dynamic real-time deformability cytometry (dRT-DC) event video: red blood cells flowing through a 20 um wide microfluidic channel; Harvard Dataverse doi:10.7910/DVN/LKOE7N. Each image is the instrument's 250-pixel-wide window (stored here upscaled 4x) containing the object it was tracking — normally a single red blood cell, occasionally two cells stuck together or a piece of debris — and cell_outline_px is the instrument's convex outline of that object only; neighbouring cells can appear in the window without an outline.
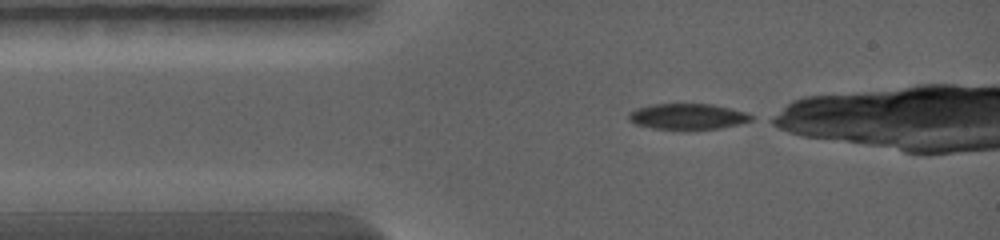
{"species": "common noctule bat (a hibernating species)", "species_latin": "Nyctalus noctula", "temperature_condition": "warm", "stored_images_in_passage": 19, "camera_frame_rate_fps": 5000, "um_per_image_px": 0.085, "animal": {"sex": "female", "body_mass_g": 19.0, "forearm_length_mm": 56.7}, "frame": {"image": 1, "passage_image": 1, "time_ms": 0.0, "image_size_px": [1000, 240], "cell_outline_px": [[756, 120], [740, 124], [720, 128], [688, 132], [680, 132], [652, 128], [636, 124], [628, 120], [628, 112], [636, 108], [652, 104], [712, 104], [744, 112], [756, 116]], "centroid_in_image_um": [58.46, 9.95], "position_along_channel_um": 26.5, "area_um2": 19.36}}
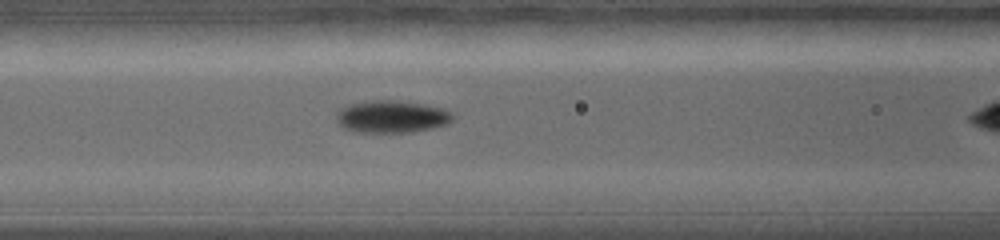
{"frame": {"image": 2, "passage_image": 7, "time_ms": 2.4, "image_size_px": [1000, 240], "cell_outline_px": [[456, 116], [448, 124], [432, 128], [412, 132], [356, 132], [344, 128], [336, 120], [336, 112], [340, 108], [348, 104], [372, 100], [400, 100], [424, 104], [444, 108], [452, 112]], "centroid_in_image_um": [33.32, 9.9], "position_along_channel_um": 133.3, "area_um2": 22.25}}
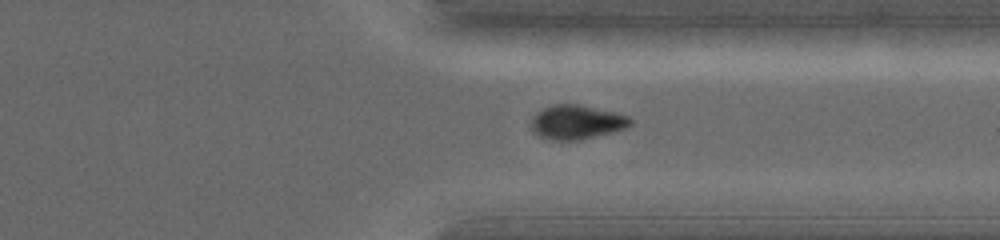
{"frame": {"image": 3, "passage_image": 18, "time_ms": 6.6, "image_size_px": [1000, 240], "cell_outline_px": [[632, 124], [624, 128], [612, 132], [580, 140], [552, 140], [540, 136], [532, 128], [532, 120], [536, 112], [544, 108], [556, 104], [580, 104], [628, 116], [632, 120]], "centroid_in_image_um": [49.02, 10.38], "position_along_channel_um": 362.4, "area_um2": 19.42}}